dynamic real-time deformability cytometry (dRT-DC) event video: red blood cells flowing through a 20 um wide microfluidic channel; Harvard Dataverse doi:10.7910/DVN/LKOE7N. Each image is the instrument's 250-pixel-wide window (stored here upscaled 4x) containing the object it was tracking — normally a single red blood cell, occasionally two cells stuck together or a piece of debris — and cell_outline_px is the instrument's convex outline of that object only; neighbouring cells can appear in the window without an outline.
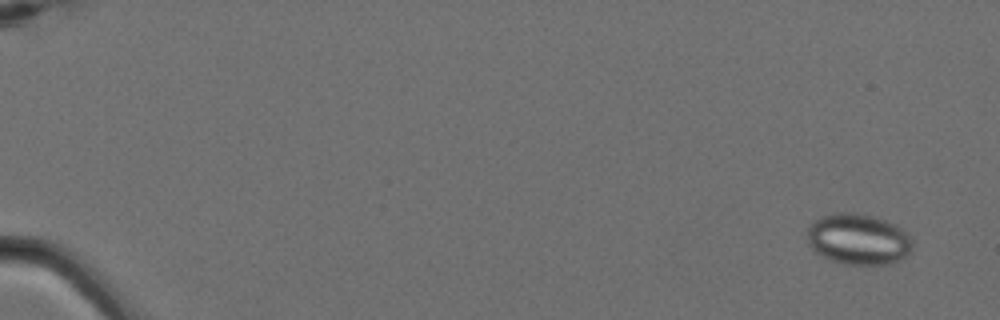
{"species": "Egyptian fruit bat (a non-hibernating species)", "species_latin": "Rousettus aegyptiacus", "temperature_condition": "cold", "stored_images_in_passage": 5, "camera_frame_rate_fps": 3000, "um_per_image_px": 0.085, "animal": {"sex": "female"}, "frame": {"image": 1, "passage_image": 1, "time_ms": 0.0, "image_size_px": [1000, 320], "cell_outline_px": [[912, 248], [900, 260], [892, 264], [844, 264], [832, 260], [816, 252], [808, 244], [808, 224], [820, 216], [836, 212], [856, 212], [872, 216], [896, 224], [912, 240]], "centroid_in_image_um": [72.93, 20.31], "position_along_channel_um": 12.1, "area_um2": 31.21}}
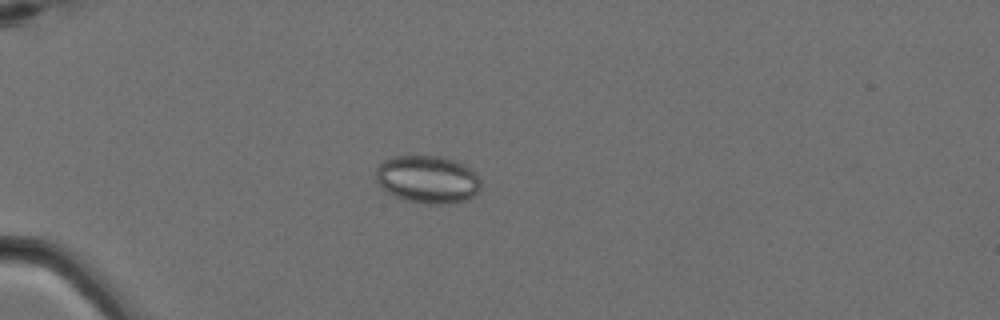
{"frame": {"image": 2, "passage_image": 5, "time_ms": 1.333, "image_size_px": [1000, 320], "cell_outline_px": [[480, 192], [464, 200], [448, 204], [428, 204], [408, 200], [396, 196], [388, 192], [376, 180], [376, 168], [384, 160], [392, 156], [436, 156], [456, 160], [472, 168], [480, 180]], "centroid_in_image_um": [36.38, 15.23], "position_along_channel_um": 48.6, "area_um2": 29.13}}